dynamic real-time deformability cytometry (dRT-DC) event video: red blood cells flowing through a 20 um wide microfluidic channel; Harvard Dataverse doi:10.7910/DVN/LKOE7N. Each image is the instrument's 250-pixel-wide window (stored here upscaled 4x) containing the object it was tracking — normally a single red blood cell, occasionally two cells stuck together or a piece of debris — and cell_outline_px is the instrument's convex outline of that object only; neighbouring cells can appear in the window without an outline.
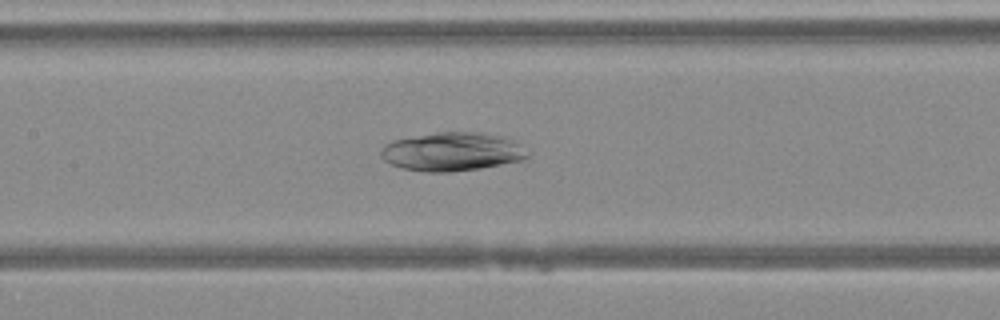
{"species": "Egyptian fruit bat (a non-hibernating species)", "species_latin": "Rousettus aegyptiacus", "temperature_condition": "warm", "stored_images_in_passage": 35, "camera_frame_rate_fps": 3000, "um_per_image_px": 0.085, "animal": {"sex": "female"}, "frame": {"image": 1, "passage_image": 15, "time_ms": 4.667, "image_size_px": [1000, 320], "cell_outline_px": [[528, 156], [524, 160], [480, 168], [448, 172], [424, 172], [400, 168], [384, 160], [380, 156], [380, 148], [384, 144], [392, 140], [436, 132], [476, 132], [496, 136], [508, 140], [516, 144]], "centroid_in_image_um": [38.3, 12.91], "position_along_channel_um": 169.1, "area_um2": 32.48}}
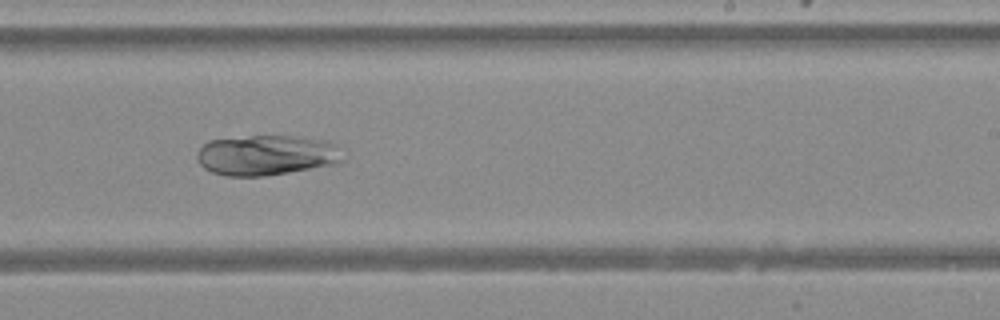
{"frame": {"image": 2, "passage_image": 22, "time_ms": 7.0, "image_size_px": [1000, 320], "cell_outline_px": [[344, 160], [332, 164], [288, 172], [264, 176], [224, 176], [212, 172], [204, 168], [200, 164], [196, 156], [196, 152], [208, 140], [248, 136], [292, 136], [324, 140], [332, 144]], "centroid_in_image_um": [22.54, 13.19], "position_along_channel_um": 266.5, "area_um2": 33.76}}
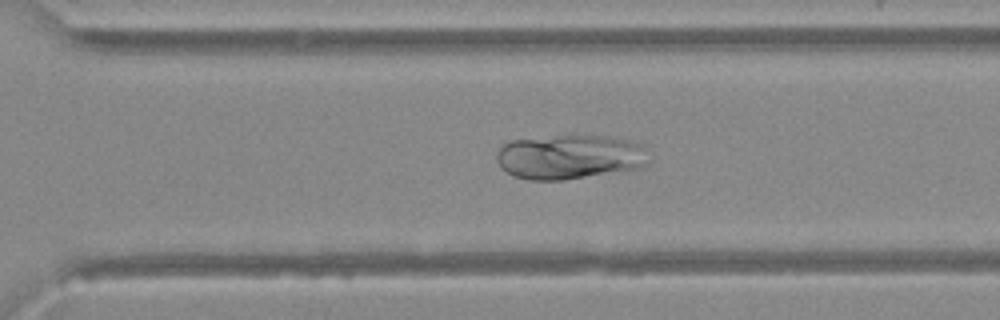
{"frame": {"image": 3, "passage_image": 26, "time_ms": 8.333, "image_size_px": [1000, 320], "cell_outline_px": [[648, 164], [644, 168], [564, 180], [528, 180], [512, 176], [500, 168], [496, 160], [496, 156], [500, 148], [504, 144], [512, 140], [556, 136], [608, 136], [628, 140], [640, 144]], "centroid_in_image_um": [48.38, 13.36], "position_along_channel_um": 322.2, "area_um2": 39.48}}